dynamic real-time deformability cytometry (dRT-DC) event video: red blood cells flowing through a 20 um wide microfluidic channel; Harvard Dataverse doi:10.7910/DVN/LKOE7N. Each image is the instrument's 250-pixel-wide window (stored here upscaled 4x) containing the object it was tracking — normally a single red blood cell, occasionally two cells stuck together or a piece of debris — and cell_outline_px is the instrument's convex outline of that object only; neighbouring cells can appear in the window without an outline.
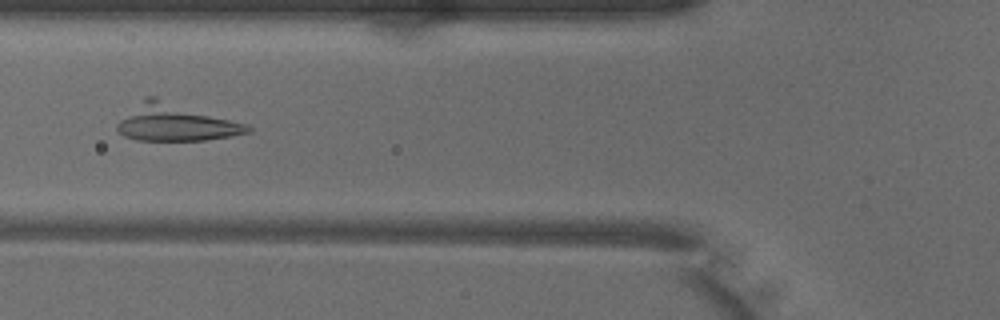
{"species": "common noctule bat (a hibernating species)", "species_latin": "Nyctalus noctula", "temperature_condition": "warm", "stored_images_in_passage": 47, "camera_frame_rate_fps": 3000, "um_per_image_px": 0.085, "animal": {"sex": "male", "body_mass_g": 18.8}, "frame": {"image": 1, "passage_image": 18, "time_ms": 5.667, "image_size_px": [1000, 320], "cell_outline_px": [[252, 132], [232, 136], [204, 140], [136, 140], [124, 136], [116, 128], [116, 124], [144, 96], [156, 96], [248, 124], [252, 128]], "centroid_in_image_um": [14.95, 10.4], "position_along_channel_um": 110.8, "area_um2": 28.32}}
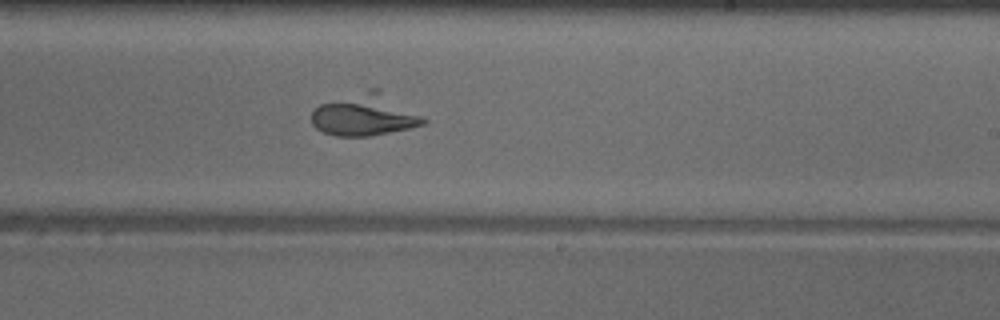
{"frame": {"image": 2, "passage_image": 29, "time_ms": 9.333, "image_size_px": [1000, 320], "cell_outline_px": [[428, 120], [424, 124], [408, 128], [368, 136], [336, 136], [324, 132], [316, 128], [312, 124], [312, 112], [320, 104], [368, 88], [380, 88]], "centroid_in_image_um": [31.01, 9.74], "position_along_channel_um": 258.0, "area_um2": 27.22}}
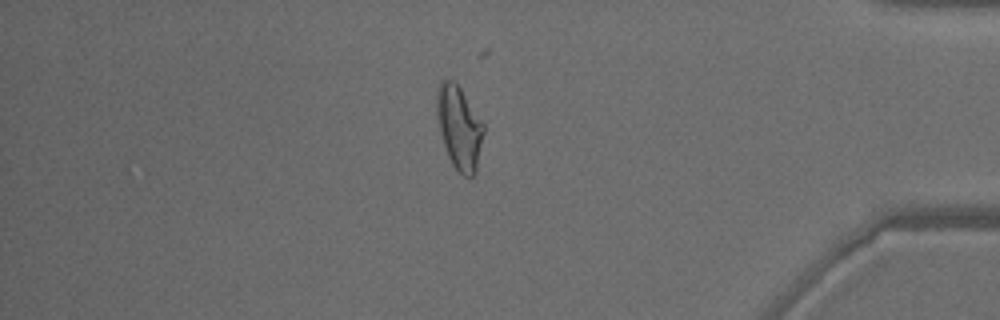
{"frame": {"image": 3, "passage_image": 42, "time_ms": 13.667, "image_size_px": [1000, 320], "cell_outline_px": [[484, 132], [476, 172], [472, 176], [464, 176], [452, 164], [448, 156], [440, 132], [436, 112], [436, 92], [440, 80], [456, 80], [484, 124]], "centroid_in_image_um": [39.03, 10.79], "position_along_channel_um": 396.2, "area_um2": 22.83}}